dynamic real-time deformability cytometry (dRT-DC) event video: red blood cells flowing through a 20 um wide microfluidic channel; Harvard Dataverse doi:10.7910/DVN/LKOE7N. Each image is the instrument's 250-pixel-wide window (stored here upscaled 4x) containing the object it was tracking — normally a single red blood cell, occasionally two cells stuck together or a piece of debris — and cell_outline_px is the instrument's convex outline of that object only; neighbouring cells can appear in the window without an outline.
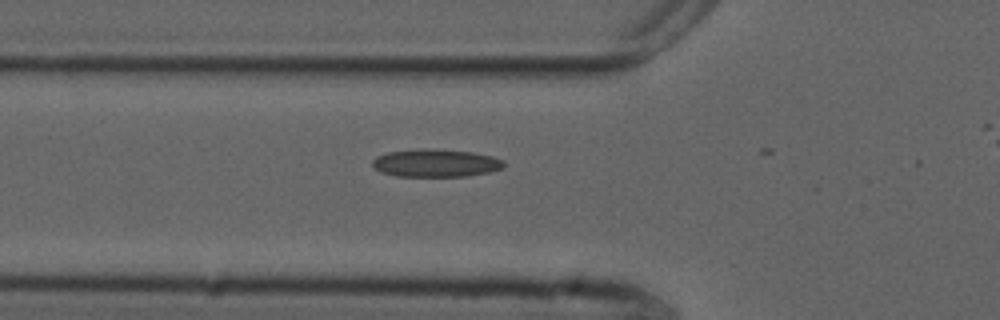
{"species": "common noctule bat (a hibernating species)", "species_latin": "Nyctalus noctula", "temperature_condition": "cold", "stored_images_in_passage": 14, "camera_frame_rate_fps": 3000, "um_per_image_px": 0.085, "animal": {"sex": "male", "forearm_length_mm": 52.5}, "frame": {"image": 1, "passage_image": 8, "time_ms": 2.333, "image_size_px": [1000, 320], "cell_outline_px": [[504, 168], [488, 172], [464, 176], [396, 176], [380, 172], [372, 164], [372, 160], [376, 156], [388, 152], [472, 152], [492, 156], [504, 160]], "centroid_in_image_um": [37.07, 13.92], "position_along_channel_um": 88.7, "area_um2": 20.0}}
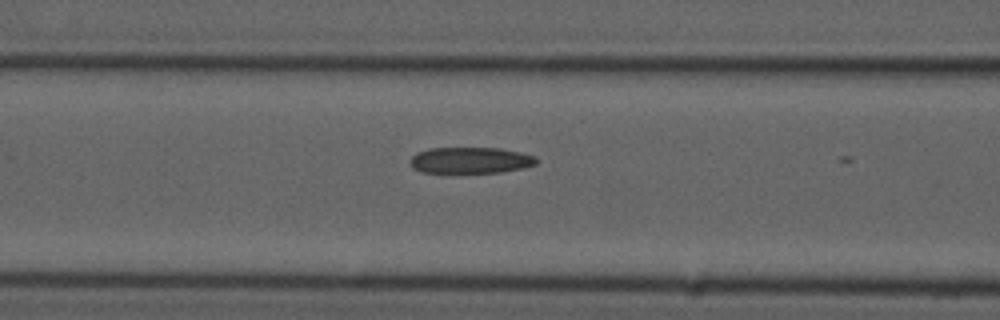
{"frame": {"image": 2, "passage_image": 11, "time_ms": 3.333, "image_size_px": [1000, 320], "cell_outline_px": [[536, 164], [524, 168], [500, 172], [420, 172], [412, 168], [408, 160], [416, 152], [428, 148], [500, 148], [520, 152], [536, 156]], "centroid_in_image_um": [39.95, 13.61], "position_along_channel_um": 126.7, "area_um2": 19.36}}